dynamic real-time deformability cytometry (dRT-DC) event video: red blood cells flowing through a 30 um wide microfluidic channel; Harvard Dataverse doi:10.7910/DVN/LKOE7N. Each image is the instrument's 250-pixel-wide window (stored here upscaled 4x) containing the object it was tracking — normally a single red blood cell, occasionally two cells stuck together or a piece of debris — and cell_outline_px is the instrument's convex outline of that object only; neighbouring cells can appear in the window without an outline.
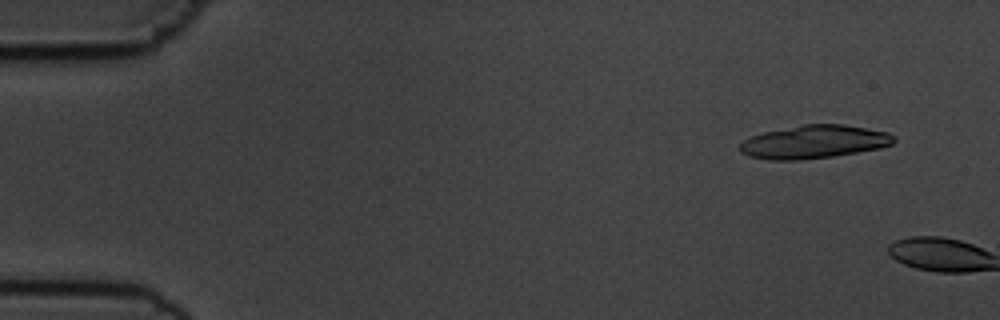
{"species": "common noctule bat (a hibernating species)", "species_latin": "Nyctalus noctula", "temperature_condition": "cold", "stored_images_in_passage": 6, "camera_frame_rate_fps": 3000, "um_per_image_px": 0.085, "animal": {"sex": "male", "body_mass_g": 19.5, "forearm_length_mm": 54.6}, "frame": {"image": 1, "passage_image": 4, "time_ms": 1.0, "image_size_px": [1000, 320], "cell_outline_px": [[896, 140], [892, 144], [880, 148], [832, 156], [800, 160], [768, 160], [748, 156], [740, 152], [740, 144], [748, 136], [764, 132], [804, 124], [844, 124], [888, 132], [896, 136]], "centroid_in_image_um": [69.18, 12.06], "position_along_channel_um": 15.8, "area_um2": 29.88}}